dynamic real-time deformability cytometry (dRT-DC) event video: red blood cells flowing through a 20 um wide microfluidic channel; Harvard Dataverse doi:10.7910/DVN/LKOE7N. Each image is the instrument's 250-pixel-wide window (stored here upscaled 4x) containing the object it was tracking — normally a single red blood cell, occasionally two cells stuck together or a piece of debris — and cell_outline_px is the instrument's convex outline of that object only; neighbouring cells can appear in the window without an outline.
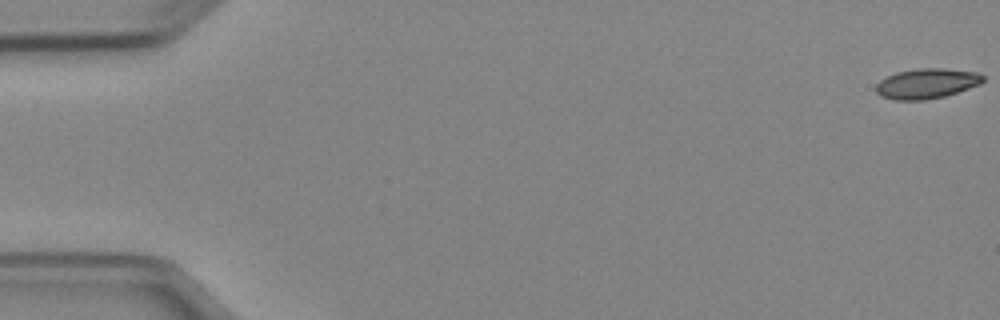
{"species": "Egyptian fruit bat (a non-hibernating species)", "species_latin": "Rousettus aegyptiacus", "temperature_condition": "cold", "stored_images_in_passage": 6, "camera_frame_rate_fps": 3000, "um_per_image_px": 0.085, "animal": {"sex": "female"}, "frame": {"image": 1, "passage_image": 1, "time_ms": 0.0, "image_size_px": [1000, 320], "cell_outline_px": [[984, 80], [980, 84], [944, 96], [924, 100], [896, 100], [880, 96], [876, 92], [876, 84], [880, 80], [896, 72], [920, 68], [944, 68], [976, 72], [984, 76]], "centroid_in_image_um": [78.75, 7.1], "position_along_channel_um": 6.3, "area_um2": 18.67}}
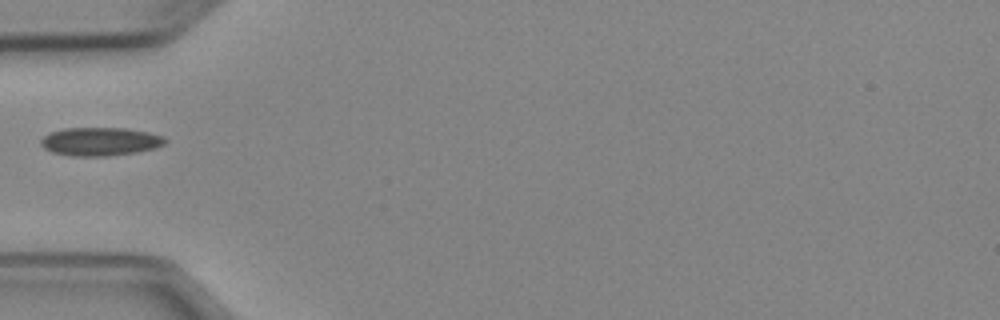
{"frame": {"image": 2, "passage_image": 5, "time_ms": 5.667, "image_size_px": [1000, 320], "cell_outline_px": [[168, 140], [164, 144], [156, 148], [136, 152], [108, 156], [72, 156], [52, 152], [44, 148], [40, 144], [40, 140], [48, 132], [64, 128], [124, 128], [148, 132], [164, 136]], "centroid_in_image_um": [8.51, 12.03], "position_along_channel_um": 76.5, "area_um2": 20.69}}
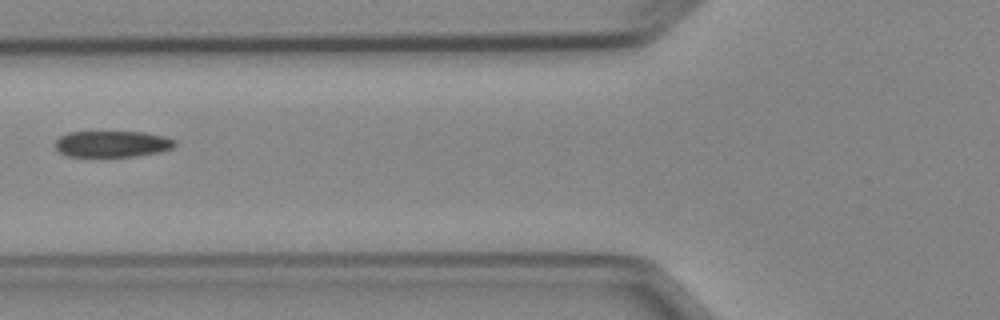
{"frame": {"image": 3, "passage_image": 6, "time_ms": 6.667, "image_size_px": [1000, 320], "cell_outline_px": [[176, 144], [172, 148], [160, 152], [136, 156], [68, 156], [60, 152], [56, 148], [56, 140], [60, 136], [68, 132], [144, 132], [164, 136], [176, 140]], "centroid_in_image_um": [9.56, 12.23], "position_along_channel_um": 116.2, "area_um2": 18.26}}